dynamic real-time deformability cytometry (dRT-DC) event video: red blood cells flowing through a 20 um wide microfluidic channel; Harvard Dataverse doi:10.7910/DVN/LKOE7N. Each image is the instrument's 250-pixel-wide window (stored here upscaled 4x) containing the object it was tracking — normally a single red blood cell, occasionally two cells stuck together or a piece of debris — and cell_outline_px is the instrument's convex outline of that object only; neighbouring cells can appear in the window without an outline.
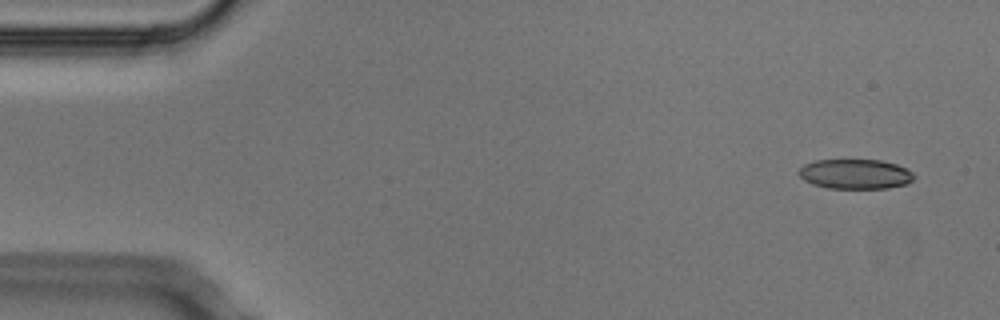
{"species": "Egyptian fruit bat (a non-hibernating species)", "species_latin": "Rousettus aegyptiacus", "temperature_condition": "cold", "stored_images_in_passage": 4, "camera_frame_rate_fps": 3000, "um_per_image_px": 0.085, "animal": {"sex": "male"}, "frame": {"image": 1, "passage_image": 1, "time_ms": 0.0, "image_size_px": [1000, 320], "cell_outline_px": [[916, 176], [908, 184], [888, 188], [828, 188], [812, 184], [804, 180], [796, 172], [804, 164], [816, 160], [880, 160], [896, 164], [912, 172]], "centroid_in_image_um": [72.69, 14.79], "position_along_channel_um": 12.3, "area_um2": 20.06}}
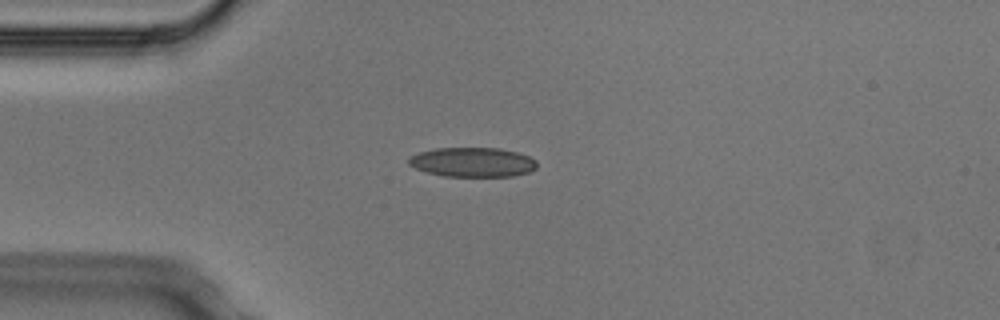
{"frame": {"image": 2, "passage_image": 4, "time_ms": 1.0, "image_size_px": [1000, 320], "cell_outline_px": [[536, 168], [528, 172], [512, 176], [444, 176], [428, 172], [416, 168], [408, 164], [408, 156], [420, 152], [436, 148], [500, 148], [516, 152], [528, 156], [536, 160]], "centroid_in_image_um": [40.15, 13.78], "position_along_channel_um": 44.8, "area_um2": 21.91}}